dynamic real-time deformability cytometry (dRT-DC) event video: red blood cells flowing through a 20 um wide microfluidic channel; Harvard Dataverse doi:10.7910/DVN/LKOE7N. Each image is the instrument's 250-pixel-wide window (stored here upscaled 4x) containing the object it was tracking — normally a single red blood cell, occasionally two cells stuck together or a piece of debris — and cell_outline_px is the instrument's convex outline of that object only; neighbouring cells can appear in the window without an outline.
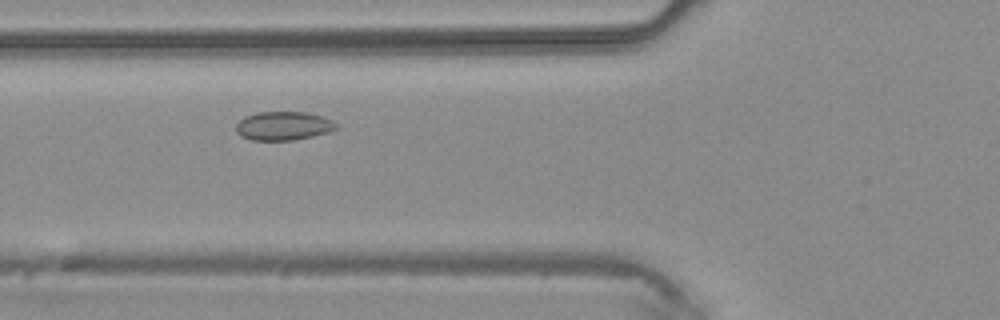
{"species": "common noctule bat (a hibernating species)", "species_latin": "Nyctalus noctula", "temperature_condition": "warm", "stored_images_in_passage": 34, "camera_frame_rate_fps": 3000, "um_per_image_px": 0.085, "animal": {"sex": "male", "body_mass_g": 20.4}, "frame": {"image": 1, "passage_image": 8, "time_ms": 2.333, "image_size_px": [1000, 320], "cell_outline_px": [[340, 128], [328, 132], [312, 136], [292, 140], [252, 140], [240, 136], [236, 132], [236, 124], [244, 116], [256, 112], [304, 112], [320, 116], [332, 120], [340, 124]], "centroid_in_image_um": [24.09, 10.7], "position_along_channel_um": 101.7, "area_um2": 16.88}}
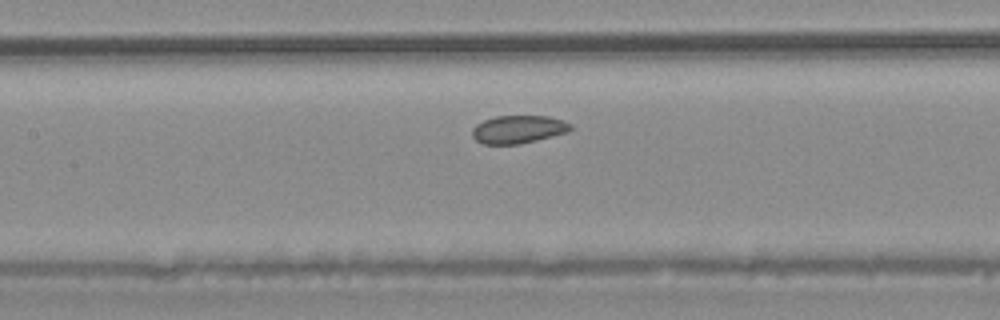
{"frame": {"image": 2, "passage_image": 12, "time_ms": 3.667, "image_size_px": [1000, 320], "cell_outline_px": [[572, 128], [568, 132], [520, 144], [484, 144], [476, 140], [472, 136], [472, 128], [476, 124], [484, 120], [496, 116], [548, 116], [564, 120], [572, 124]], "centroid_in_image_um": [44.06, 10.99], "position_along_channel_um": 163.3, "area_um2": 16.07}}
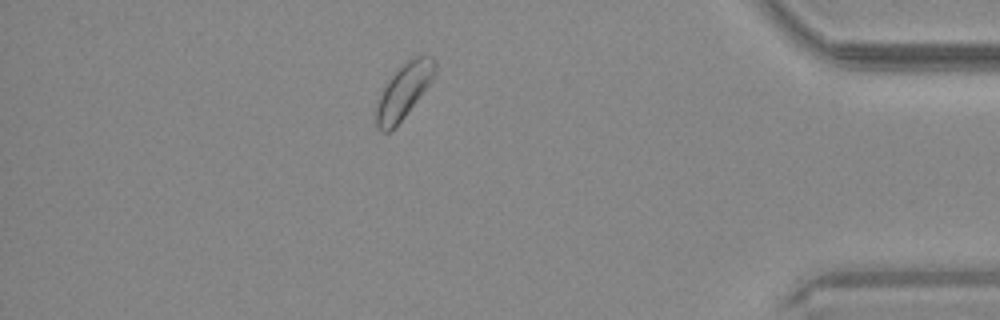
{"frame": {"image": 3, "passage_image": 30, "time_ms": 9.667, "image_size_px": [1000, 320], "cell_outline_px": [[436, 72], [432, 80], [404, 116], [388, 132], [380, 132], [376, 128], [376, 108], [380, 96], [388, 80], [408, 60], [416, 56], [432, 56], [436, 60]], "centroid_in_image_um": [34.33, 7.73], "position_along_channel_um": 400.9, "area_um2": 18.09}}